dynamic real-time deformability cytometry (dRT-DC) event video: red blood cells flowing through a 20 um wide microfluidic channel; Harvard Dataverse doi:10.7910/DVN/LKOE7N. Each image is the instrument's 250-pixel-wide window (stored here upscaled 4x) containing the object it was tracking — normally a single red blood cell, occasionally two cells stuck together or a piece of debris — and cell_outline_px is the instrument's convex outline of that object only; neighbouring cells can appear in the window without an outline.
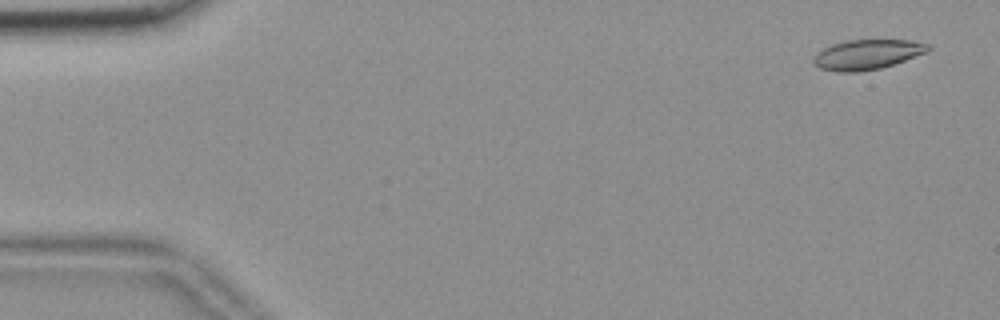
{"species": "common noctule bat (a hibernating species)", "species_latin": "Nyctalus noctula", "temperature_condition": "room temperature", "stored_images_in_passage": 56, "camera_frame_rate_fps": 3000, "um_per_image_px": 0.085, "animal": {"sex": "female", "body_mass_g": 18.4}, "frame": {"image": 1, "passage_image": 3, "time_ms": 0.667, "image_size_px": [1000, 320], "cell_outline_px": [[932, 48], [924, 52], [904, 60], [880, 68], [856, 72], [840, 72], [820, 68], [812, 64], [812, 56], [816, 52], [832, 44], [844, 40], [912, 40], [928, 44]], "centroid_in_image_um": [73.63, 4.62], "position_along_channel_um": 11.4, "area_um2": 19.88}}
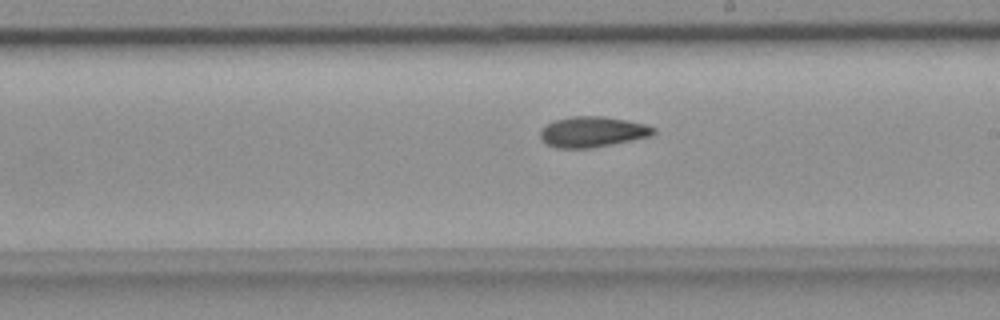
{"frame": {"image": 2, "passage_image": 32, "time_ms": 10.333, "image_size_px": [1000, 320], "cell_outline_px": [[656, 132], [652, 136], [592, 148], [556, 148], [544, 144], [540, 140], [540, 128], [552, 120], [572, 116], [604, 116], [628, 120], [644, 124], [656, 128]], "centroid_in_image_um": [50.32, 11.2], "position_along_channel_um": 238.7, "area_um2": 20.58}}
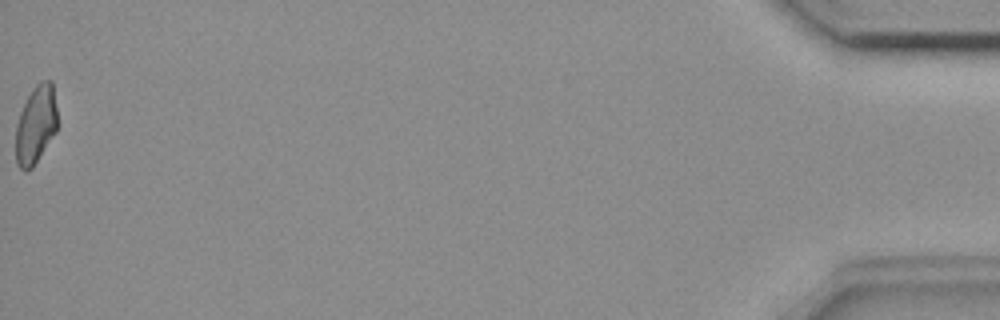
{"frame": {"image": 3, "passage_image": 56, "time_ms": 18.333, "image_size_px": [1000, 320], "cell_outline_px": [[56, 132], [32, 168], [24, 172], [16, 164], [16, 124], [20, 112], [32, 88], [40, 80], [52, 80], [56, 108]], "centroid_in_image_um": [3.03, 10.6], "position_along_channel_um": 432.2, "area_um2": 18.96}}